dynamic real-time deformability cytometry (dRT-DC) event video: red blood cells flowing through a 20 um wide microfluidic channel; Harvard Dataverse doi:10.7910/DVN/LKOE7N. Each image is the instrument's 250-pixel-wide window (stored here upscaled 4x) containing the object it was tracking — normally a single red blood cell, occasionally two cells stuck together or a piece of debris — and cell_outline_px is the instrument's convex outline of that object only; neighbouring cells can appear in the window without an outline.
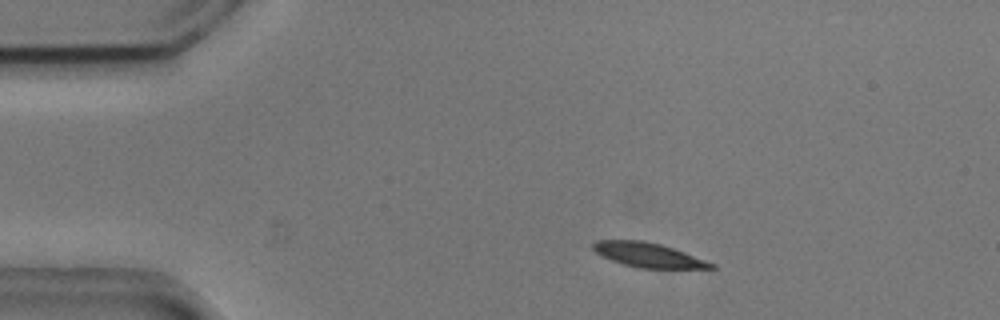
{"species": "common noctule bat (a hibernating species)", "species_latin": "Nyctalus noctula", "temperature_condition": "cold", "stored_images_in_passage": 50, "camera_frame_rate_fps": 3000, "um_per_image_px": 0.085, "animal": {"sex": "male", "body_mass_g": 20.5, "forearm_length_mm": 52.5}, "frame": {"image": 1, "passage_image": 5, "time_ms": 1.333, "image_size_px": [1000, 320], "cell_outline_px": [[716, 268], [640, 268], [624, 264], [612, 260], [596, 252], [592, 248], [592, 244], [596, 240], [640, 240], [660, 244], [684, 252], [716, 264]], "centroid_in_image_um": [55.1, 21.67], "position_along_channel_um": 29.9, "area_um2": 16.53}}
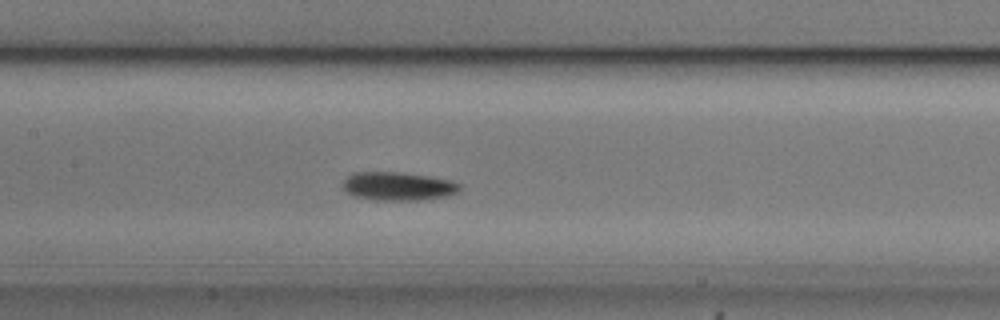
{"frame": {"image": 2, "passage_image": 21, "time_ms": 6.667, "image_size_px": [1000, 320], "cell_outline_px": [[460, 192], [448, 196], [420, 200], [376, 200], [352, 196], [340, 184], [352, 172], [400, 172], [428, 176], [452, 180], [460, 184]], "centroid_in_image_um": [33.84, 15.83], "position_along_channel_um": 173.6, "area_um2": 19.59}}
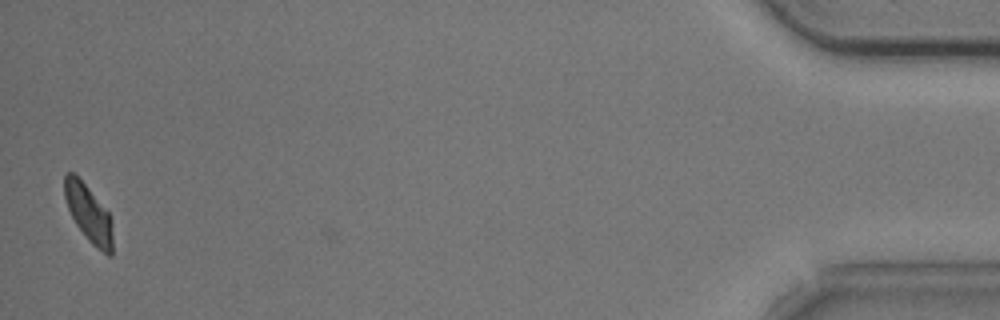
{"frame": {"image": 3, "passage_image": 49, "time_ms": 16.0, "image_size_px": [1000, 320], "cell_outline_px": [[112, 256], [108, 256], [92, 244], [88, 240], [76, 224], [68, 208], [64, 196], [64, 176], [68, 172], [72, 172], [88, 188], [108, 212], [112, 220]], "centroid_in_image_um": [7.54, 18.17], "position_along_channel_um": 427.7, "area_um2": 15.78}, "authors_computed_cell_mechanics": {"area_um2": 17.8313, "velocity_mm_per_s": 3.7059, "shape_relaxation_time_tau1_ms": 2.1796, "shape_relaxation_time_tau2_ms": null, "deformation_change_tau1": 0.0992, "deformation_change_tau2": null}}